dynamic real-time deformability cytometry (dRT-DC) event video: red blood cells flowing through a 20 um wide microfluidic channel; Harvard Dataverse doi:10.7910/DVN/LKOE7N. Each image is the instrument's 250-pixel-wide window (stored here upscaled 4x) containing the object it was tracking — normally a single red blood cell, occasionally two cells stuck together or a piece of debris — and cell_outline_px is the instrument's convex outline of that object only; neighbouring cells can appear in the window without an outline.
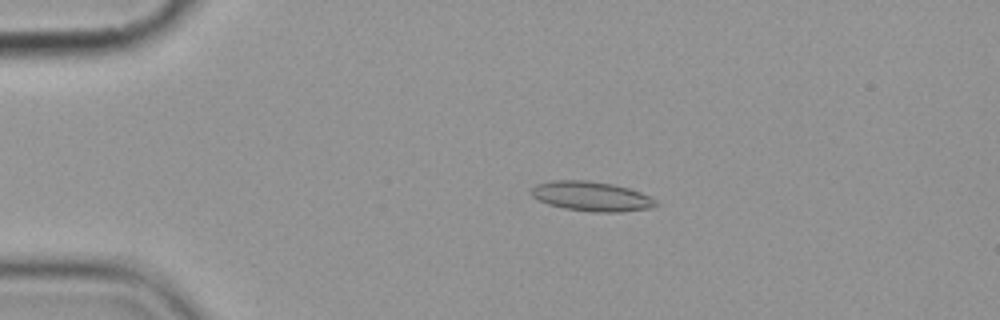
{"species": "common noctule bat (a hibernating species)", "species_latin": "Nyctalus noctula", "temperature_condition": "cold", "stored_images_in_passage": 5, "camera_frame_rate_fps": 3000, "um_per_image_px": 0.085, "animal": {"sex": "female", "body_mass_g": 19.9}, "frame": {"image": 1, "passage_image": 4, "time_ms": 3.667, "image_size_px": [1000, 320], "cell_outline_px": [[660, 204], [652, 208], [620, 212], [592, 212], [564, 208], [548, 204], [532, 196], [532, 188], [536, 184], [552, 180], [588, 180], [612, 184], [628, 188], [640, 192], [656, 200]], "centroid_in_image_um": [50.3, 16.69], "position_along_channel_um": 34.7, "area_um2": 21.5}}